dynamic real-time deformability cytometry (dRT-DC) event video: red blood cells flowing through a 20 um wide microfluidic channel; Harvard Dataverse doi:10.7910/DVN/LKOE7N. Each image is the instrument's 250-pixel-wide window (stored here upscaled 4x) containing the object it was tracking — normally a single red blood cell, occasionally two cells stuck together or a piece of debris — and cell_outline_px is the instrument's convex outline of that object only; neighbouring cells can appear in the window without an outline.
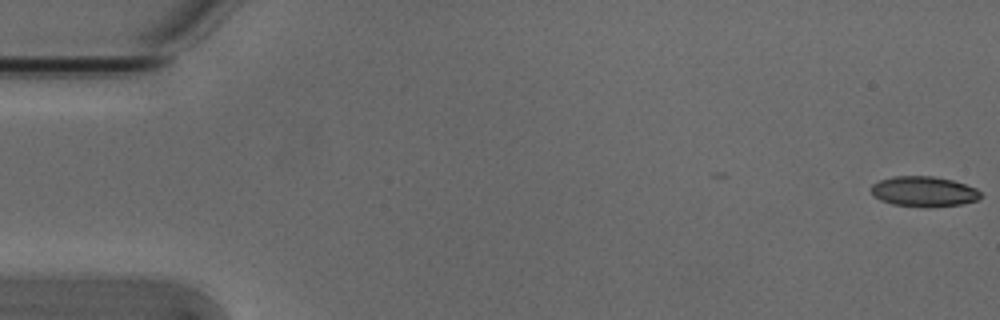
{"species": "Egyptian fruit bat (a non-hibernating species)", "species_latin": "Rousettus aegyptiacus", "temperature_condition": "cold", "stored_images_in_passage": 11, "camera_frame_rate_fps": 3000, "um_per_image_px": 0.085, "animal": {"sex": "male"}, "frame": {"image": 1, "passage_image": 1, "time_ms": 0.0, "image_size_px": [1000, 320], "cell_outline_px": [[980, 196], [976, 200], [960, 204], [928, 208], [924, 208], [892, 204], [880, 200], [872, 196], [872, 184], [880, 180], [892, 176], [932, 176], [952, 180], [976, 188], [980, 192]], "centroid_in_image_um": [78.48, 16.29], "position_along_channel_um": 6.5, "area_um2": 19.36}}